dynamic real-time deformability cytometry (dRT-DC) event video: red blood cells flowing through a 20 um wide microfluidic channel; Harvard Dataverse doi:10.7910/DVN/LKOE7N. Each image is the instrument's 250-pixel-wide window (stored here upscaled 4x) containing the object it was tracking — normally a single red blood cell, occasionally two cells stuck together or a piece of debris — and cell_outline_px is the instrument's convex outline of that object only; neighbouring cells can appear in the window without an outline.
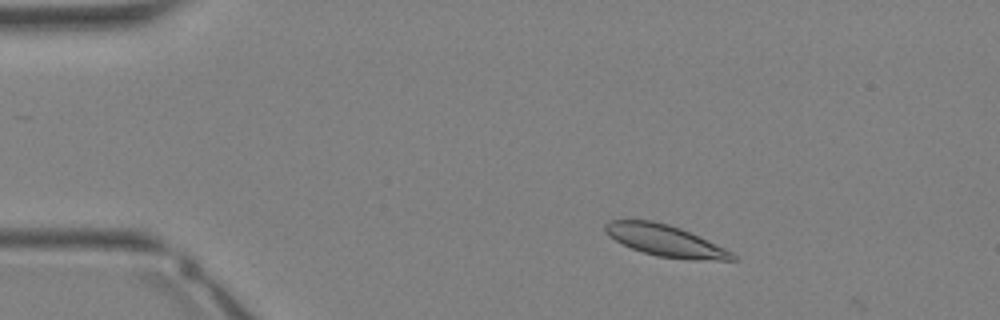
{"species": "Egyptian fruit bat (a non-hibernating species)", "species_latin": "Rousettus aegyptiacus", "temperature_condition": "warm", "stored_images_in_passage": 33, "camera_frame_rate_fps": 3000, "um_per_image_px": 0.085, "animal": {"sex": "female"}, "frame": {"image": 1, "passage_image": 4, "time_ms": 1.0, "image_size_px": [1000, 320], "cell_outline_px": [[736, 260], [688, 260], [656, 256], [632, 248], [608, 236], [604, 232], [604, 224], [608, 220], [652, 220], [668, 224], [680, 228], [724, 248], [732, 252], [736, 256]], "centroid_in_image_um": [56.52, 20.45], "position_along_channel_um": 28.5, "area_um2": 23.18}}
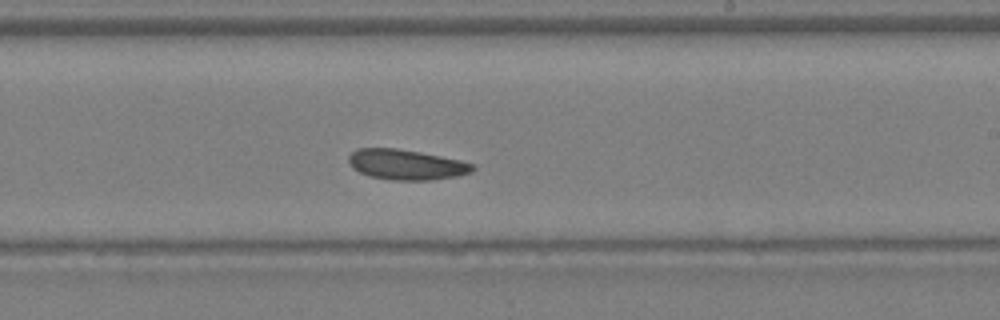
{"frame": {"image": 2, "passage_image": 19, "time_ms": 6.0, "image_size_px": [1000, 320], "cell_outline_px": [[476, 168], [472, 172], [456, 176], [428, 180], [392, 180], [368, 176], [352, 168], [348, 160], [348, 156], [356, 148], [396, 148], [420, 152], [460, 160], [476, 164]], "centroid_in_image_um": [34.53, 13.99], "position_along_channel_um": 254.5, "area_um2": 21.96}}
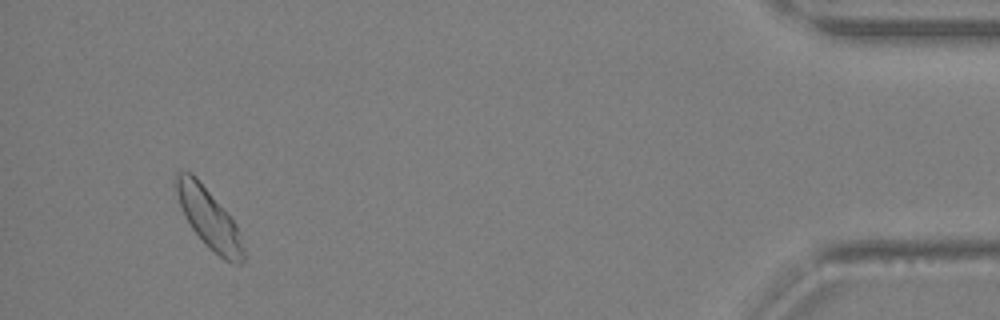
{"frame": {"image": 3, "passage_image": 31, "time_ms": 10.0, "image_size_px": [1000, 320], "cell_outline_px": [[244, 260], [240, 264], [232, 264], [224, 260], [192, 228], [180, 204], [176, 192], [176, 172], [192, 172], [196, 176], [236, 224], [244, 248]], "centroid_in_image_um": [17.78, 18.55], "position_along_channel_um": 417.4, "area_um2": 22.48}}